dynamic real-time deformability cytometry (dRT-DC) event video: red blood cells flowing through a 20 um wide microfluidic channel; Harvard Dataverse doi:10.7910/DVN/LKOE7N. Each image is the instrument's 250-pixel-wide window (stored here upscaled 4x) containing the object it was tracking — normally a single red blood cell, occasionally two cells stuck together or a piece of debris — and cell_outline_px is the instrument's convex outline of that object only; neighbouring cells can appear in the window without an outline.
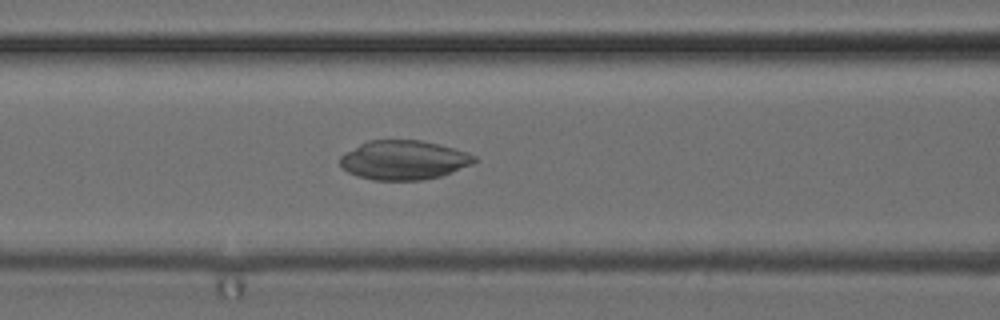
{"species": "common noctule bat (a hibernating species)", "species_latin": "Nyctalus noctula", "temperature_condition": "cold", "stored_images_in_passage": 48, "camera_frame_rate_fps": 3000, "um_per_image_px": 0.085, "animal": {"sex": "female", "body_mass_g": 24.6, "forearm_length_mm": 56.2}, "frame": {"image": 1, "passage_image": 18, "time_ms": 5.667, "image_size_px": [1000, 320], "cell_outline_px": [[480, 160], [472, 164], [452, 172], [440, 176], [420, 180], [372, 180], [356, 176], [348, 172], [340, 164], [340, 156], [344, 152], [368, 140], [420, 140], [440, 144], [468, 152], [476, 156]], "centroid_in_image_um": [34.33, 13.6], "position_along_channel_um": 132.3, "area_um2": 30.92}}
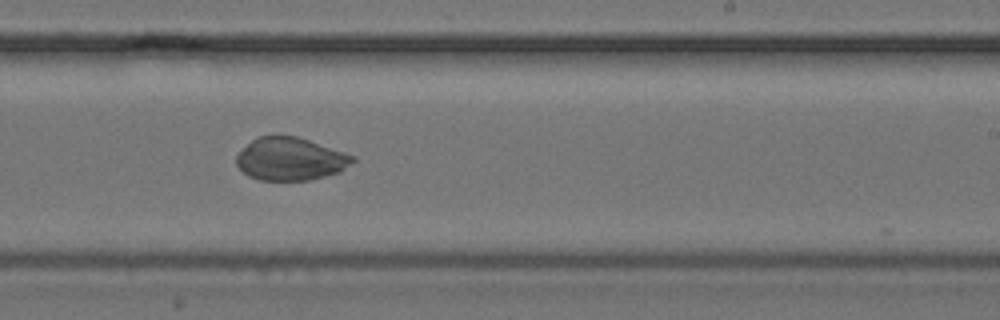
{"frame": {"image": 2, "passage_image": 28, "time_ms": 9.0, "image_size_px": [1000, 320], "cell_outline_px": [[356, 160], [340, 172], [308, 180], [260, 180], [248, 176], [236, 164], [236, 156], [252, 140], [260, 136], [296, 136], [356, 156]], "centroid_in_image_um": [24.7, 13.52], "position_along_channel_um": 264.3, "area_um2": 28.73}}
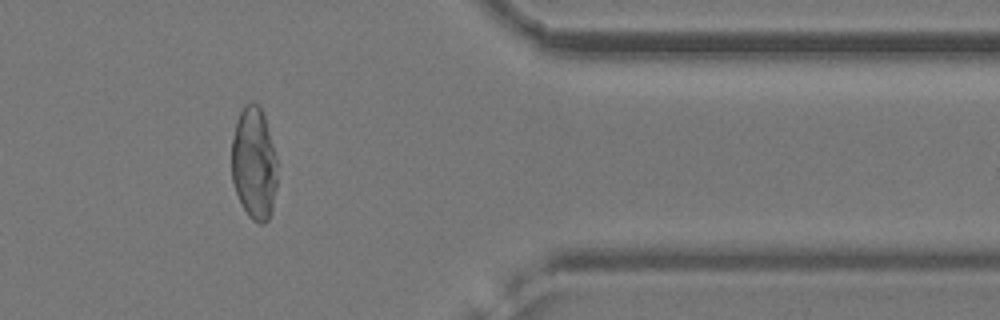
{"frame": {"image": 3, "passage_image": 39, "time_ms": 12.667, "image_size_px": [1000, 320], "cell_outline_px": [[276, 188], [272, 208], [268, 220], [264, 224], [260, 224], [252, 220], [248, 216], [236, 192], [232, 180], [232, 140], [236, 120], [244, 104], [252, 100], [260, 108], [264, 116], [276, 156]], "centroid_in_image_um": [21.58, 13.89], "position_along_channel_um": 389.8, "area_um2": 29.82}}